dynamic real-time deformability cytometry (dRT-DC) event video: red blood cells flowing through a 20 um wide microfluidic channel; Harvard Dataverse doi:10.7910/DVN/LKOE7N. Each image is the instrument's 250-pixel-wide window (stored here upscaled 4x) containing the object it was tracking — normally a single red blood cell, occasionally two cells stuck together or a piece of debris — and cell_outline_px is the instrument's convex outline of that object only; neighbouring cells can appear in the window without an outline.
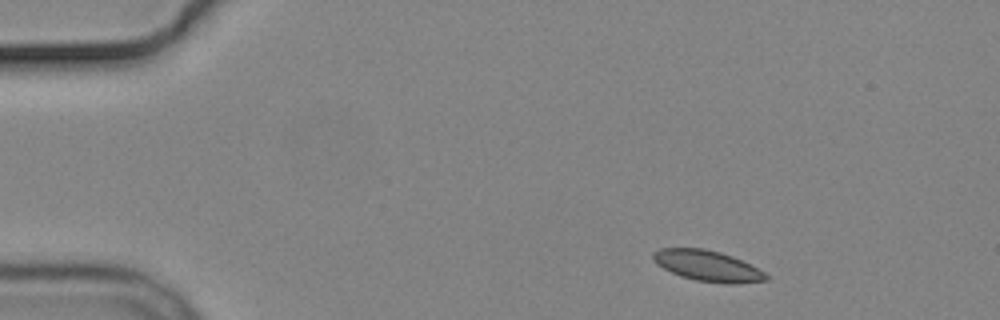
{"species": "common noctule bat (a hibernating species)", "species_latin": "Nyctalus noctula", "temperature_condition": "cold", "stored_images_in_passage": 4, "camera_frame_rate_fps": 3000, "um_per_image_px": 0.085, "animal": {"sex": "male", "body_mass_g": 19.2, "forearm_length_mm": 51.8}, "frame": {"image": 1, "passage_image": 1, "time_ms": 0.0, "image_size_px": [1000, 320], "cell_outline_px": [[768, 280], [732, 284], [728, 284], [696, 280], [680, 276], [656, 264], [652, 260], [652, 252], [660, 248], [704, 248], [720, 252], [732, 256], [764, 272], [768, 276]], "centroid_in_image_um": [60.09, 22.59], "position_along_channel_um": 24.9, "area_um2": 20.11}}